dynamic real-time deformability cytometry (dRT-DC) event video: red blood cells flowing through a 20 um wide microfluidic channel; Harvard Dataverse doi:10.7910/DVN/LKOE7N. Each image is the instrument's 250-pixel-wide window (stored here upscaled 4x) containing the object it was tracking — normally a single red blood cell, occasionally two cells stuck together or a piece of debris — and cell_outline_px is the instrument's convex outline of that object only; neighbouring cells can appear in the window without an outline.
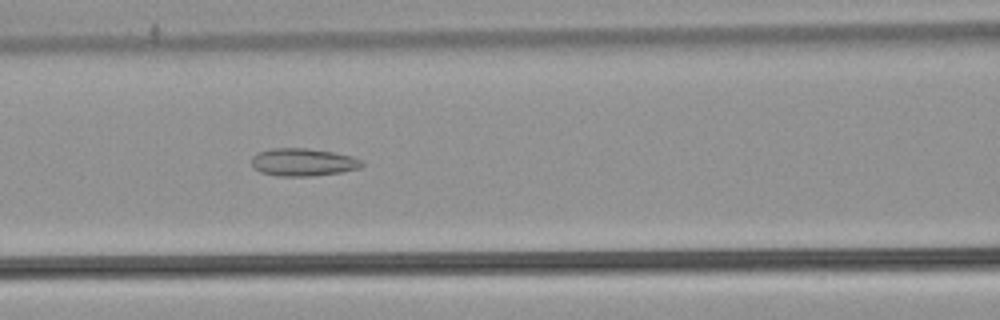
{"species": "common noctule bat (a hibernating species)", "species_latin": "Nyctalus noctula", "temperature_condition": "warm", "stored_images_in_passage": 54, "camera_frame_rate_fps": 3000, "um_per_image_px": 0.085, "animal": {"sex": "male", "body_mass_g": 21.5, "forearm_length_mm": 52.0}, "frame": {"image": 1, "passage_image": 24, "time_ms": 7.667, "image_size_px": [1000, 320], "cell_outline_px": [[364, 164], [360, 168], [340, 172], [312, 176], [276, 176], [260, 172], [252, 168], [252, 156], [256, 152], [272, 148], [308, 148], [332, 152], [352, 156], [360, 160]], "centroid_in_image_um": [25.71, 13.78], "position_along_channel_um": 140.9, "area_um2": 17.92}}
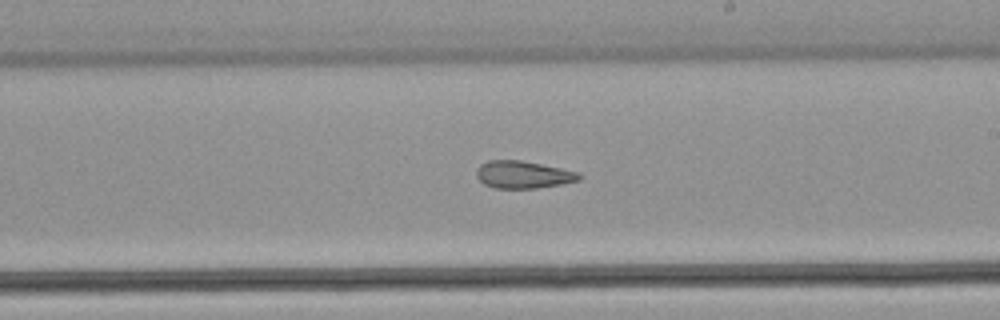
{"frame": {"image": 2, "passage_image": 32, "time_ms": 10.333, "image_size_px": [1000, 320], "cell_outline_px": [[584, 176], [580, 180], [560, 184], [536, 188], [496, 188], [484, 184], [476, 176], [476, 168], [480, 164], [488, 160], [520, 160], [580, 172]], "centroid_in_image_um": [44.47, 14.84], "position_along_channel_um": 244.5, "area_um2": 16.42}}
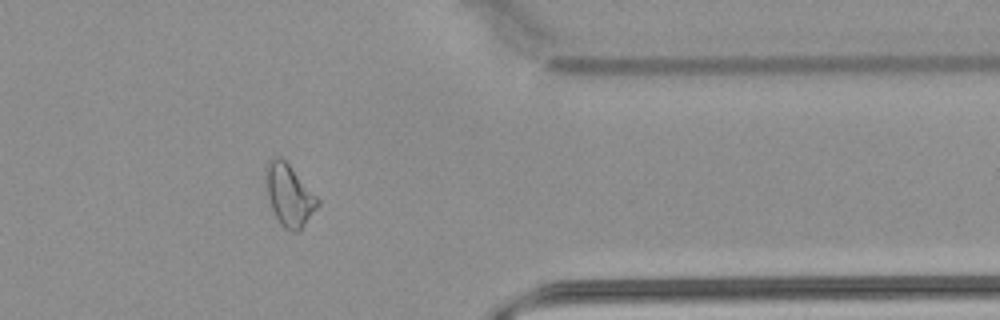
{"frame": {"image": 3, "passage_image": 44, "time_ms": 14.333, "image_size_px": [1000, 320], "cell_outline_px": [[320, 204], [304, 224], [296, 232], [292, 232], [284, 228], [280, 224], [272, 208], [268, 196], [264, 168], [272, 156], [280, 156], [288, 164], [320, 200]], "centroid_in_image_um": [24.56, 16.56], "position_along_channel_um": 386.8, "area_um2": 18.32}, "authors_computed_cell_mechanics": {"area_um2": 20.1144, "velocity_mm_per_s": 3.8952, "shape_relaxation_time_tau1_ms": null, "shape_relaxation_time_tau2_ms": 3.6443, "deformation_change_tau1": null, "deformation_change_tau2": 0.1213}}